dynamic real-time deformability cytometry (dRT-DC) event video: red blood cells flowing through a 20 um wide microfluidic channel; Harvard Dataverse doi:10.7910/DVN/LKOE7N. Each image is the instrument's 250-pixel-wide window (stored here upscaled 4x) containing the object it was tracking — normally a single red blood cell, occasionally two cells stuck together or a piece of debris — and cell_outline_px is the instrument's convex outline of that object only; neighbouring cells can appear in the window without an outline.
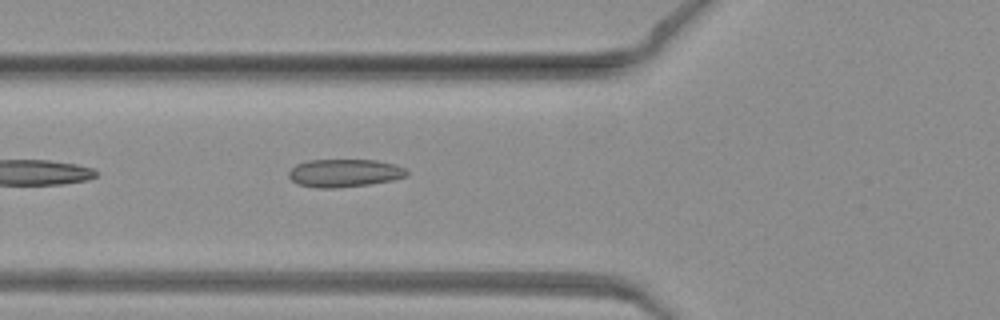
{"species": "common noctule bat (a hibernating species)", "species_latin": "Nyctalus noctula", "temperature_condition": "warm", "stored_images_in_passage": 34, "camera_frame_rate_fps": 3000, "um_per_image_px": 0.085, "animal": {"sex": "female", "body_mass_g": 19.3, "forearm_length_mm": 54.1}, "frame": {"image": 1, "passage_image": 5, "time_ms": 1.333, "image_size_px": [1000, 320], "cell_outline_px": [[408, 176], [392, 180], [368, 184], [336, 188], [316, 188], [296, 184], [288, 176], [288, 172], [296, 164], [308, 160], [376, 160], [396, 164], [404, 168], [408, 172]], "centroid_in_image_um": [29.26, 14.71], "position_along_channel_um": 96.5, "area_um2": 19.31}}
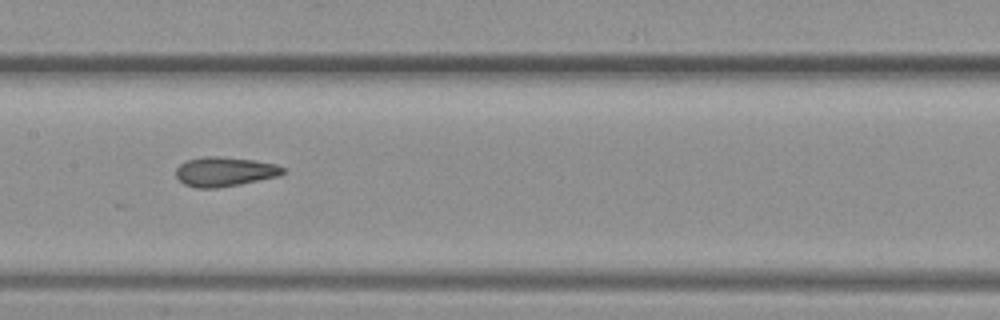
{"frame": {"image": 2, "passage_image": 12, "time_ms": 3.667, "image_size_px": [1000, 320], "cell_outline_px": [[284, 172], [280, 176], [240, 184], [216, 188], [196, 188], [184, 184], [176, 176], [176, 168], [180, 164], [188, 160], [204, 156], [216, 156], [252, 160], [276, 164], [284, 168]], "centroid_in_image_um": [19.09, 14.6], "position_along_channel_um": 188.3, "area_um2": 18.26}}
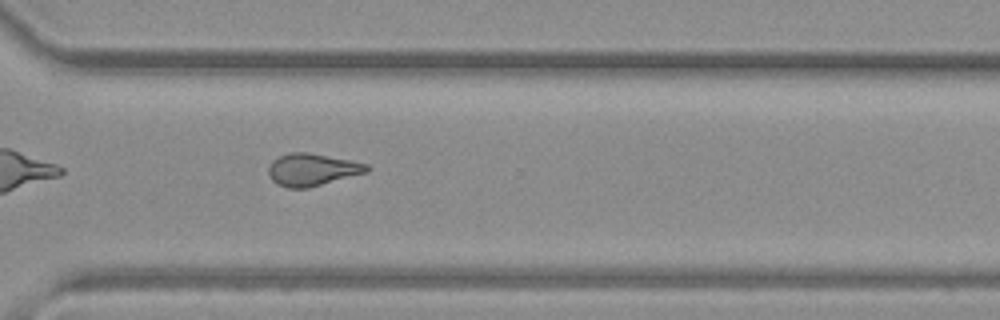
{"frame": {"image": 3, "passage_image": 24, "time_ms": 7.667, "image_size_px": [1000, 320], "cell_outline_px": [[372, 168], [368, 172], [308, 188], [288, 188], [276, 184], [268, 176], [268, 168], [272, 160], [288, 152], [308, 152], [352, 160], [368, 164]], "centroid_in_image_um": [26.54, 14.41], "position_along_channel_um": 344.1, "area_um2": 18.79}}